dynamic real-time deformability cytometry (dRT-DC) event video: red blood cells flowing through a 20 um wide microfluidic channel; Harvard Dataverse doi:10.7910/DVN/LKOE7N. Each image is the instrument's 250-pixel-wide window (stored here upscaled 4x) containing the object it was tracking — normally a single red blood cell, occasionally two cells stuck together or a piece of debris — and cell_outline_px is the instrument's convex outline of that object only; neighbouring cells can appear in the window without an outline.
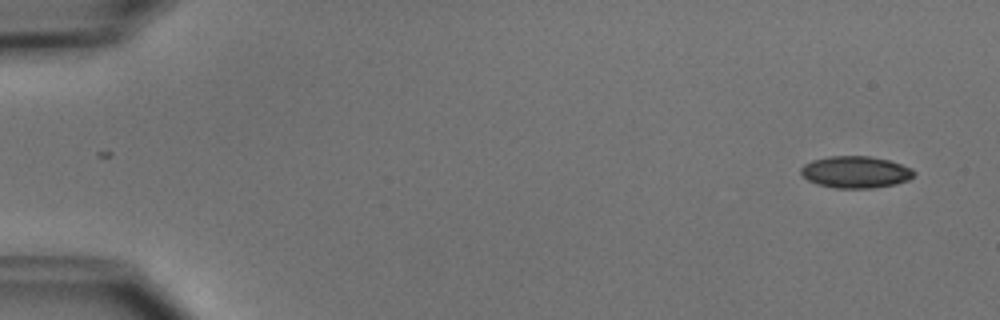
{"species": "common noctule bat (a hibernating species)", "species_latin": "Nyctalus noctula", "temperature_condition": "cold", "stored_images_in_passage": 7, "camera_frame_rate_fps": 3000, "um_per_image_px": 0.085, "animal": {"sex": "male", "body_mass_g": 15.6}, "frame": {"image": 1, "passage_image": 1, "time_ms": 0.0, "image_size_px": [1000, 320], "cell_outline_px": [[916, 172], [908, 180], [896, 184], [872, 188], [836, 188], [816, 184], [808, 180], [800, 172], [800, 168], [804, 164], [812, 160], [828, 156], [868, 156], [888, 160], [912, 168]], "centroid_in_image_um": [72.71, 14.62], "position_along_channel_um": 12.3, "area_um2": 20.98}}
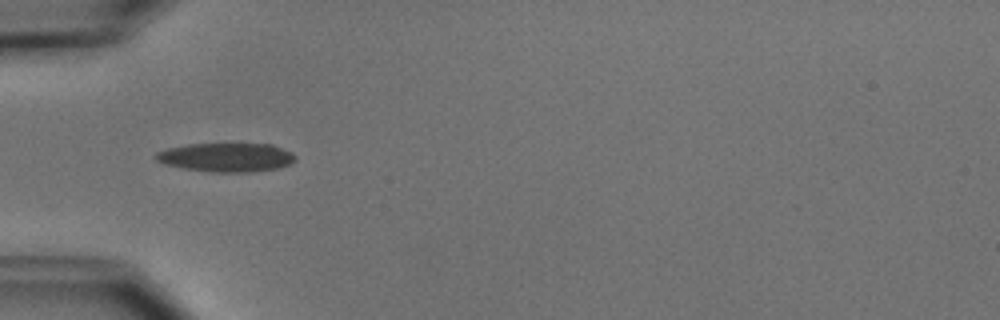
{"frame": {"image": 2, "passage_image": 4, "time_ms": 4.667, "image_size_px": [1000, 320], "cell_outline_px": [[296, 160], [288, 164], [276, 168], [248, 172], [212, 172], [184, 168], [164, 164], [156, 160], [152, 156], [156, 152], [168, 148], [188, 144], [272, 144], [292, 152], [296, 156]], "centroid_in_image_um": [19.21, 13.37], "position_along_channel_um": 65.8, "area_um2": 23.41}}
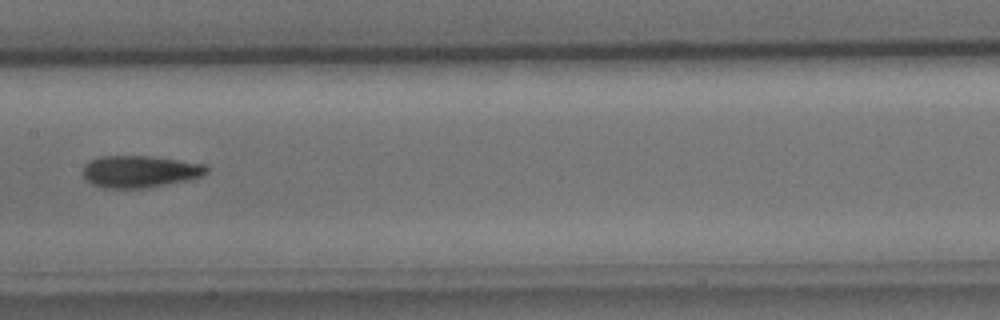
{"frame": {"image": 3, "passage_image": 7, "time_ms": 8.0, "image_size_px": [1000, 320], "cell_outline_px": [[208, 172], [200, 176], [188, 180], [144, 188], [104, 188], [92, 184], [80, 172], [84, 164], [88, 160], [100, 156], [152, 156], [208, 164]], "centroid_in_image_um": [11.87, 14.56], "position_along_channel_um": 195.5, "area_um2": 23.29}}